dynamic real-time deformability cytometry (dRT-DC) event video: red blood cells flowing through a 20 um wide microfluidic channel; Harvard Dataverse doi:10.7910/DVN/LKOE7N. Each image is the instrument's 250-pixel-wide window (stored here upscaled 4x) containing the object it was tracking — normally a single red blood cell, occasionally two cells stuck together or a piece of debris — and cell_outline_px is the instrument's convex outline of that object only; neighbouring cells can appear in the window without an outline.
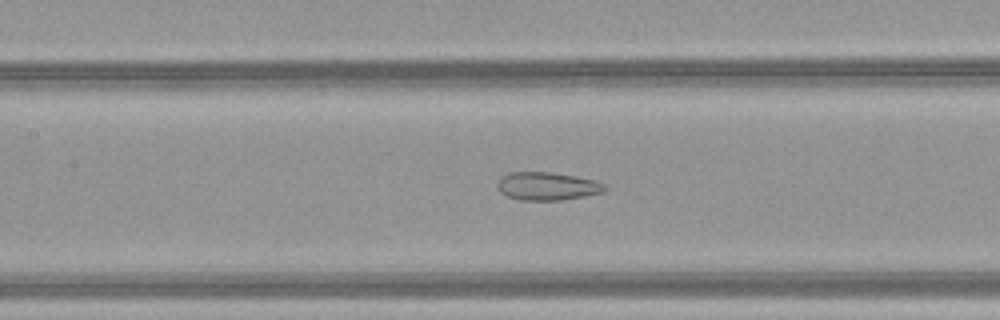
{"species": "common noctule bat (a hibernating species)", "species_latin": "Nyctalus noctula", "temperature_condition": "warm", "stored_images_in_passage": 42, "camera_frame_rate_fps": 3000, "um_per_image_px": 0.085, "animal": {"sex": "female", "body_mass_g": 21.9}, "frame": {"image": 1, "passage_image": 16, "time_ms": 5.0, "image_size_px": [1000, 320], "cell_outline_px": [[608, 188], [604, 192], [584, 196], [560, 200], [520, 200], [508, 196], [500, 192], [496, 184], [500, 176], [508, 172], [548, 172], [576, 176], [596, 180], [604, 184]], "centroid_in_image_um": [46.5, 15.82], "position_along_channel_um": 160.9, "area_um2": 17.69}}
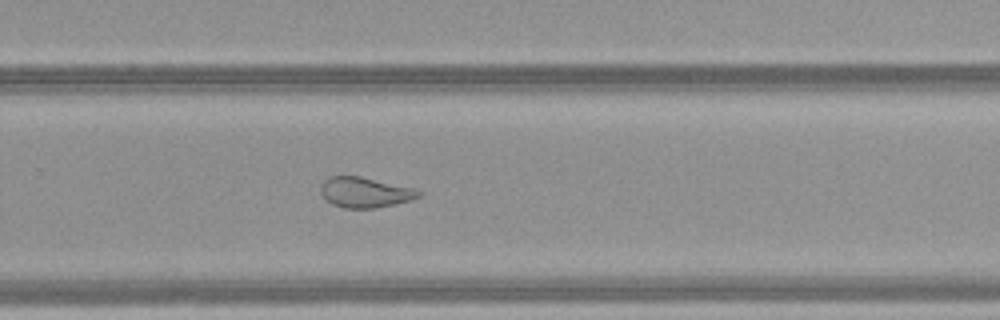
{"frame": {"image": 2, "passage_image": 26, "time_ms": 8.333, "image_size_px": [1000, 320], "cell_outline_px": [[420, 196], [412, 200], [372, 208], [344, 208], [332, 204], [320, 192], [320, 188], [324, 180], [328, 176], [360, 176], [412, 188], [420, 192]], "centroid_in_image_um": [30.98, 16.34], "position_along_channel_um": 298.8, "area_um2": 16.99}}
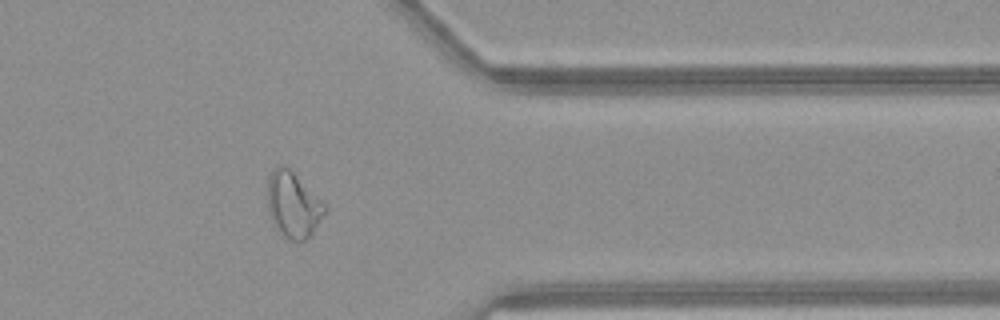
{"frame": {"image": 3, "passage_image": 33, "time_ms": 10.667, "image_size_px": [1000, 320], "cell_outline_px": [[328, 208], [312, 232], [304, 240], [296, 244], [284, 236], [272, 224], [268, 212], [268, 176], [272, 168], [280, 164], [284, 164]], "centroid_in_image_um": [24.87, 17.42], "position_along_channel_um": 386.5, "area_um2": 21.68}, "authors_computed_cell_mechanics": {"area_um2": 21.5883, "velocity_mm_per_s": 4.1544, "shape_relaxation_time_tau1_ms": null, "shape_relaxation_time_tau2_ms": 2.0317, "deformation_change_tau1": null, "deformation_change_tau2": 0.0852}}